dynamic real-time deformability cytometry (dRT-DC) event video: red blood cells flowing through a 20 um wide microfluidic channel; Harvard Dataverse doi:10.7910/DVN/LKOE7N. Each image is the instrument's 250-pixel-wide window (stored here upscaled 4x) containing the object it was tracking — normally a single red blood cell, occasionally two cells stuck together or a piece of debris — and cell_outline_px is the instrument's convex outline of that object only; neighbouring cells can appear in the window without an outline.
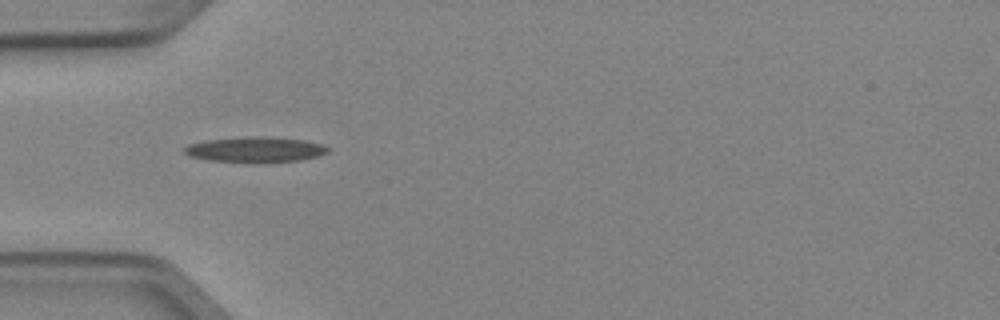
{"species": "Egyptian fruit bat (a non-hibernating species)", "species_latin": "Rousettus aegyptiacus", "temperature_condition": "cold", "stored_images_in_passage": 4, "camera_frame_rate_fps": 3000, "um_per_image_px": 0.085, "animal": {"sex": "female"}, "frame": {"image": 1, "passage_image": 4, "time_ms": 1.0, "image_size_px": [1000, 320], "cell_outline_px": [[332, 148], [328, 152], [316, 156], [300, 160], [264, 164], [256, 164], [208, 160], [192, 156], [184, 152], [184, 148], [188, 144], [204, 140], [252, 136], [268, 136], [304, 140], [324, 144]], "centroid_in_image_um": [21.74, 12.73], "position_along_channel_um": 63.3, "area_um2": 21.85}}